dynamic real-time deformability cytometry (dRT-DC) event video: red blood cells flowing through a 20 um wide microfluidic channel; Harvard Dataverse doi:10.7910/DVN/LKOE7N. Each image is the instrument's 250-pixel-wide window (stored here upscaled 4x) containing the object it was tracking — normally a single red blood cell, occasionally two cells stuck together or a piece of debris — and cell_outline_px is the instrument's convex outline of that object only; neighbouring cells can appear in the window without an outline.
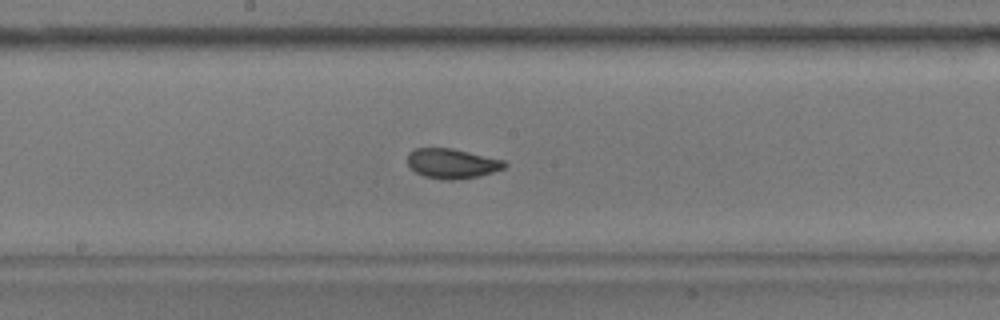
{"species": "common noctule bat (a hibernating species)", "species_latin": "Nyctalus noctula", "temperature_condition": "warm", "stored_images_in_passage": 56, "camera_frame_rate_fps": 3000, "um_per_image_px": 0.085, "animal": {"sex": "male", "body_mass_g": 17.9}, "frame": {"image": 1, "passage_image": 29, "time_ms": 9.333, "image_size_px": [1000, 320], "cell_outline_px": [[508, 164], [504, 168], [480, 176], [452, 180], [444, 180], [424, 176], [416, 172], [408, 164], [408, 152], [416, 148], [452, 148], [504, 160]], "centroid_in_image_um": [38.43, 13.9], "position_along_channel_um": 209.8, "area_um2": 16.82}}
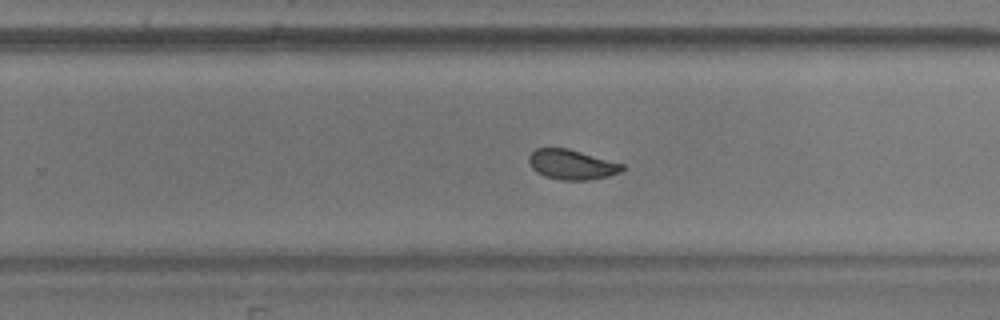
{"frame": {"image": 2, "passage_image": 35, "time_ms": 11.333, "image_size_px": [1000, 320], "cell_outline_px": [[624, 168], [620, 172], [608, 176], [588, 180], [560, 180], [544, 176], [536, 172], [532, 168], [528, 160], [528, 156], [536, 148], [568, 148], [624, 164]], "centroid_in_image_um": [48.58, 13.99], "position_along_channel_um": 281.2, "area_um2": 16.3}}
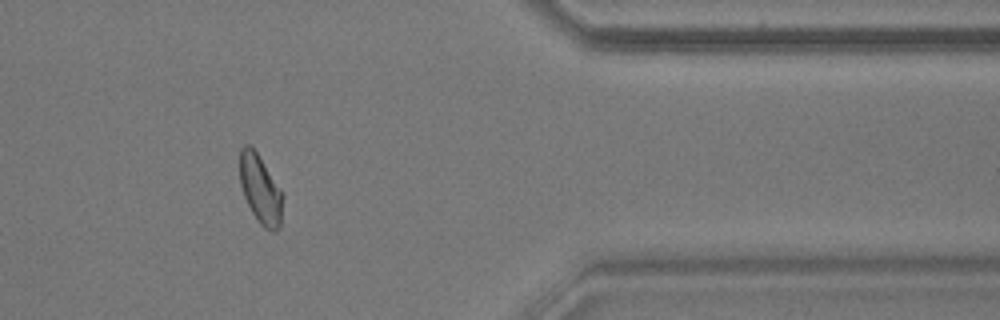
{"frame": {"image": 3, "passage_image": 46, "time_ms": 15.0, "image_size_px": [1000, 320], "cell_outline_px": [[284, 196], [280, 228], [276, 232], [272, 232], [264, 228], [260, 224], [252, 212], [244, 196], [240, 184], [240, 148], [244, 144], [248, 144], [256, 152], [284, 192]], "centroid_in_image_um": [22.17, 16.13], "position_along_channel_um": 389.2, "area_um2": 17.46}, "authors_computed_cell_mechanics": {"area_um2": 17.2822, "velocity_mm_per_s": 3.579, "shape_relaxation_time_tau1_ms": null, "shape_relaxation_time_tau2_ms": 0.9225, "deformation_change_tau1": null, "deformation_change_tau2": 0.0599}}